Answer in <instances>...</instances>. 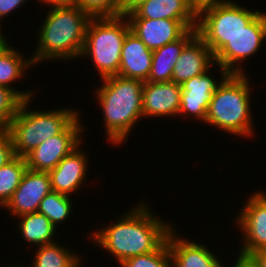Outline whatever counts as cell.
Returning a JSON list of instances; mask_svg holds the SVG:
<instances>
[{"label":"cell","instance_id":"18","mask_svg":"<svg viewBox=\"0 0 266 267\" xmlns=\"http://www.w3.org/2000/svg\"><path fill=\"white\" fill-rule=\"evenodd\" d=\"M152 57L153 51L129 31L121 50L118 76L146 82L151 71Z\"/></svg>","mask_w":266,"mask_h":267},{"label":"cell","instance_id":"1","mask_svg":"<svg viewBox=\"0 0 266 267\" xmlns=\"http://www.w3.org/2000/svg\"><path fill=\"white\" fill-rule=\"evenodd\" d=\"M147 204L140 201L130 211L116 217L118 220L113 224L90 232L88 238L115 257L119 264L128 258L156 251L175 225L157 217Z\"/></svg>","mask_w":266,"mask_h":267},{"label":"cell","instance_id":"12","mask_svg":"<svg viewBox=\"0 0 266 267\" xmlns=\"http://www.w3.org/2000/svg\"><path fill=\"white\" fill-rule=\"evenodd\" d=\"M130 31L151 50L180 39L189 29L197 27V19L128 18Z\"/></svg>","mask_w":266,"mask_h":267},{"label":"cell","instance_id":"8","mask_svg":"<svg viewBox=\"0 0 266 267\" xmlns=\"http://www.w3.org/2000/svg\"><path fill=\"white\" fill-rule=\"evenodd\" d=\"M265 38L266 13L260 12L214 55L215 63L222 66L228 74H246L243 60L257 54Z\"/></svg>","mask_w":266,"mask_h":267},{"label":"cell","instance_id":"25","mask_svg":"<svg viewBox=\"0 0 266 267\" xmlns=\"http://www.w3.org/2000/svg\"><path fill=\"white\" fill-rule=\"evenodd\" d=\"M71 196L51 191L40 202L38 213L45 215L58 229V224L69 220L73 209Z\"/></svg>","mask_w":266,"mask_h":267},{"label":"cell","instance_id":"7","mask_svg":"<svg viewBox=\"0 0 266 267\" xmlns=\"http://www.w3.org/2000/svg\"><path fill=\"white\" fill-rule=\"evenodd\" d=\"M247 8L228 0L197 17V35L214 55L260 13Z\"/></svg>","mask_w":266,"mask_h":267},{"label":"cell","instance_id":"35","mask_svg":"<svg viewBox=\"0 0 266 267\" xmlns=\"http://www.w3.org/2000/svg\"><path fill=\"white\" fill-rule=\"evenodd\" d=\"M41 4H43V6H45L44 4L47 5V7L50 6H59V5H67V4H71L72 0H39Z\"/></svg>","mask_w":266,"mask_h":267},{"label":"cell","instance_id":"10","mask_svg":"<svg viewBox=\"0 0 266 267\" xmlns=\"http://www.w3.org/2000/svg\"><path fill=\"white\" fill-rule=\"evenodd\" d=\"M237 215L235 222L243 234L239 252L252 255L266 248V191L253 192Z\"/></svg>","mask_w":266,"mask_h":267},{"label":"cell","instance_id":"22","mask_svg":"<svg viewBox=\"0 0 266 267\" xmlns=\"http://www.w3.org/2000/svg\"><path fill=\"white\" fill-rule=\"evenodd\" d=\"M17 219L20 222L17 227L19 233L27 244L29 242V245L39 247L58 242L55 241L54 236L57 233V228L45 215L38 212L28 213L17 217Z\"/></svg>","mask_w":266,"mask_h":267},{"label":"cell","instance_id":"31","mask_svg":"<svg viewBox=\"0 0 266 267\" xmlns=\"http://www.w3.org/2000/svg\"><path fill=\"white\" fill-rule=\"evenodd\" d=\"M25 2H28V0H0V24L5 17L11 15L19 6L22 8Z\"/></svg>","mask_w":266,"mask_h":267},{"label":"cell","instance_id":"20","mask_svg":"<svg viewBox=\"0 0 266 267\" xmlns=\"http://www.w3.org/2000/svg\"><path fill=\"white\" fill-rule=\"evenodd\" d=\"M23 55L24 54H22V52L17 50V47L10 45L0 53V85L13 89L23 100H27L35 98L33 97L35 95V91H19L17 88L12 86V84L19 79L21 80V78L26 75V71H28L31 66H34L31 57L26 59Z\"/></svg>","mask_w":266,"mask_h":267},{"label":"cell","instance_id":"5","mask_svg":"<svg viewBox=\"0 0 266 267\" xmlns=\"http://www.w3.org/2000/svg\"><path fill=\"white\" fill-rule=\"evenodd\" d=\"M32 98L24 100L5 129L11 136L15 155L25 157L50 137L59 135L81 112L77 109L58 108L30 110ZM30 104V105H29Z\"/></svg>","mask_w":266,"mask_h":267},{"label":"cell","instance_id":"28","mask_svg":"<svg viewBox=\"0 0 266 267\" xmlns=\"http://www.w3.org/2000/svg\"><path fill=\"white\" fill-rule=\"evenodd\" d=\"M24 100L11 88L0 85V130H5Z\"/></svg>","mask_w":266,"mask_h":267},{"label":"cell","instance_id":"32","mask_svg":"<svg viewBox=\"0 0 266 267\" xmlns=\"http://www.w3.org/2000/svg\"><path fill=\"white\" fill-rule=\"evenodd\" d=\"M237 255L236 261L234 262L235 264H232L231 267H260L252 255H245L240 252H238Z\"/></svg>","mask_w":266,"mask_h":267},{"label":"cell","instance_id":"36","mask_svg":"<svg viewBox=\"0 0 266 267\" xmlns=\"http://www.w3.org/2000/svg\"><path fill=\"white\" fill-rule=\"evenodd\" d=\"M2 29V27L0 26V53L4 50V49H6L8 46H9V41H7L8 39H7V37L5 36V35H3L2 33V31L3 30H1Z\"/></svg>","mask_w":266,"mask_h":267},{"label":"cell","instance_id":"33","mask_svg":"<svg viewBox=\"0 0 266 267\" xmlns=\"http://www.w3.org/2000/svg\"><path fill=\"white\" fill-rule=\"evenodd\" d=\"M118 1L120 8V15L126 16L134 9H136L140 4L148 0H118Z\"/></svg>","mask_w":266,"mask_h":267},{"label":"cell","instance_id":"29","mask_svg":"<svg viewBox=\"0 0 266 267\" xmlns=\"http://www.w3.org/2000/svg\"><path fill=\"white\" fill-rule=\"evenodd\" d=\"M16 157L13 142L6 130H0V167Z\"/></svg>","mask_w":266,"mask_h":267},{"label":"cell","instance_id":"19","mask_svg":"<svg viewBox=\"0 0 266 267\" xmlns=\"http://www.w3.org/2000/svg\"><path fill=\"white\" fill-rule=\"evenodd\" d=\"M197 35V29H189L180 39L153 51L148 82L172 81L174 65L183 48Z\"/></svg>","mask_w":266,"mask_h":267},{"label":"cell","instance_id":"34","mask_svg":"<svg viewBox=\"0 0 266 267\" xmlns=\"http://www.w3.org/2000/svg\"><path fill=\"white\" fill-rule=\"evenodd\" d=\"M260 267H266V248L259 249L252 254Z\"/></svg>","mask_w":266,"mask_h":267},{"label":"cell","instance_id":"13","mask_svg":"<svg viewBox=\"0 0 266 267\" xmlns=\"http://www.w3.org/2000/svg\"><path fill=\"white\" fill-rule=\"evenodd\" d=\"M51 191L48 172L27 168L19 186L3 209L5 208L15 217L35 213L38 211L41 200Z\"/></svg>","mask_w":266,"mask_h":267},{"label":"cell","instance_id":"30","mask_svg":"<svg viewBox=\"0 0 266 267\" xmlns=\"http://www.w3.org/2000/svg\"><path fill=\"white\" fill-rule=\"evenodd\" d=\"M228 0H186L187 6L198 17L203 11L216 7Z\"/></svg>","mask_w":266,"mask_h":267},{"label":"cell","instance_id":"4","mask_svg":"<svg viewBox=\"0 0 266 267\" xmlns=\"http://www.w3.org/2000/svg\"><path fill=\"white\" fill-rule=\"evenodd\" d=\"M247 77V74H228L223 79L212 95L205 124L215 126L223 133L255 137L250 100L252 85Z\"/></svg>","mask_w":266,"mask_h":267},{"label":"cell","instance_id":"26","mask_svg":"<svg viewBox=\"0 0 266 267\" xmlns=\"http://www.w3.org/2000/svg\"><path fill=\"white\" fill-rule=\"evenodd\" d=\"M120 267H173L167 240L154 252L124 260Z\"/></svg>","mask_w":266,"mask_h":267},{"label":"cell","instance_id":"14","mask_svg":"<svg viewBox=\"0 0 266 267\" xmlns=\"http://www.w3.org/2000/svg\"><path fill=\"white\" fill-rule=\"evenodd\" d=\"M181 85L169 82H144L142 114L144 118L176 117L180 109ZM177 115V116H176ZM155 117V118H154Z\"/></svg>","mask_w":266,"mask_h":267},{"label":"cell","instance_id":"3","mask_svg":"<svg viewBox=\"0 0 266 267\" xmlns=\"http://www.w3.org/2000/svg\"><path fill=\"white\" fill-rule=\"evenodd\" d=\"M94 96L102 108L107 141L117 146L126 143L136 123L142 118L143 81L118 75L100 79Z\"/></svg>","mask_w":266,"mask_h":267},{"label":"cell","instance_id":"21","mask_svg":"<svg viewBox=\"0 0 266 267\" xmlns=\"http://www.w3.org/2000/svg\"><path fill=\"white\" fill-rule=\"evenodd\" d=\"M127 18L197 19L186 0H148L126 15Z\"/></svg>","mask_w":266,"mask_h":267},{"label":"cell","instance_id":"24","mask_svg":"<svg viewBox=\"0 0 266 267\" xmlns=\"http://www.w3.org/2000/svg\"><path fill=\"white\" fill-rule=\"evenodd\" d=\"M27 170L25 157L16 156L8 164L0 167V207L3 208L19 186Z\"/></svg>","mask_w":266,"mask_h":267},{"label":"cell","instance_id":"23","mask_svg":"<svg viewBox=\"0 0 266 267\" xmlns=\"http://www.w3.org/2000/svg\"><path fill=\"white\" fill-rule=\"evenodd\" d=\"M61 245V246H60ZM59 242L37 247L35 256L30 263L31 267H80L83 266L82 259L75 251L62 246ZM65 247V248H64ZM81 261V262H80Z\"/></svg>","mask_w":266,"mask_h":267},{"label":"cell","instance_id":"9","mask_svg":"<svg viewBox=\"0 0 266 267\" xmlns=\"http://www.w3.org/2000/svg\"><path fill=\"white\" fill-rule=\"evenodd\" d=\"M79 114L59 135L50 137L25 156L27 168L50 172L83 141L85 126Z\"/></svg>","mask_w":266,"mask_h":267},{"label":"cell","instance_id":"16","mask_svg":"<svg viewBox=\"0 0 266 267\" xmlns=\"http://www.w3.org/2000/svg\"><path fill=\"white\" fill-rule=\"evenodd\" d=\"M172 228L167 236L173 267H224L220 256L211 252L205 244L190 241Z\"/></svg>","mask_w":266,"mask_h":267},{"label":"cell","instance_id":"11","mask_svg":"<svg viewBox=\"0 0 266 267\" xmlns=\"http://www.w3.org/2000/svg\"><path fill=\"white\" fill-rule=\"evenodd\" d=\"M215 67L219 68L221 77L215 80V76L211 75L209 69L206 73L194 76L186 80L181 85L180 109L178 116L186 118L192 116L194 119L205 123L207 110L212 99L213 93L216 91L218 85L228 75L227 71L217 64Z\"/></svg>","mask_w":266,"mask_h":267},{"label":"cell","instance_id":"6","mask_svg":"<svg viewBox=\"0 0 266 267\" xmlns=\"http://www.w3.org/2000/svg\"><path fill=\"white\" fill-rule=\"evenodd\" d=\"M129 31L124 15L89 20L80 58H89L94 63L100 79L118 75L121 50Z\"/></svg>","mask_w":266,"mask_h":267},{"label":"cell","instance_id":"37","mask_svg":"<svg viewBox=\"0 0 266 267\" xmlns=\"http://www.w3.org/2000/svg\"><path fill=\"white\" fill-rule=\"evenodd\" d=\"M12 266H13V267H23L24 265L21 266V264H20L19 266H16V264H15V265L13 264ZM12 266H7V267H12ZM0 267H1V266H0ZM3 267H4V265H3ZM24 267H28V266H24ZM29 267H31V266H29Z\"/></svg>","mask_w":266,"mask_h":267},{"label":"cell","instance_id":"15","mask_svg":"<svg viewBox=\"0 0 266 267\" xmlns=\"http://www.w3.org/2000/svg\"><path fill=\"white\" fill-rule=\"evenodd\" d=\"M83 143H80L48 172L52 191L72 196V193L78 192L81 185L87 181L89 163L87 154L81 150Z\"/></svg>","mask_w":266,"mask_h":267},{"label":"cell","instance_id":"2","mask_svg":"<svg viewBox=\"0 0 266 267\" xmlns=\"http://www.w3.org/2000/svg\"><path fill=\"white\" fill-rule=\"evenodd\" d=\"M91 18L77 5L50 6L37 34V46L31 55L33 64L42 61H68L80 58L86 27Z\"/></svg>","mask_w":266,"mask_h":267},{"label":"cell","instance_id":"17","mask_svg":"<svg viewBox=\"0 0 266 267\" xmlns=\"http://www.w3.org/2000/svg\"><path fill=\"white\" fill-rule=\"evenodd\" d=\"M214 54L206 43L196 35L182 50L174 65L172 81L182 85L196 75L206 73L214 67Z\"/></svg>","mask_w":266,"mask_h":267},{"label":"cell","instance_id":"27","mask_svg":"<svg viewBox=\"0 0 266 267\" xmlns=\"http://www.w3.org/2000/svg\"><path fill=\"white\" fill-rule=\"evenodd\" d=\"M90 18L120 16L118 0H72Z\"/></svg>","mask_w":266,"mask_h":267}]
</instances>
